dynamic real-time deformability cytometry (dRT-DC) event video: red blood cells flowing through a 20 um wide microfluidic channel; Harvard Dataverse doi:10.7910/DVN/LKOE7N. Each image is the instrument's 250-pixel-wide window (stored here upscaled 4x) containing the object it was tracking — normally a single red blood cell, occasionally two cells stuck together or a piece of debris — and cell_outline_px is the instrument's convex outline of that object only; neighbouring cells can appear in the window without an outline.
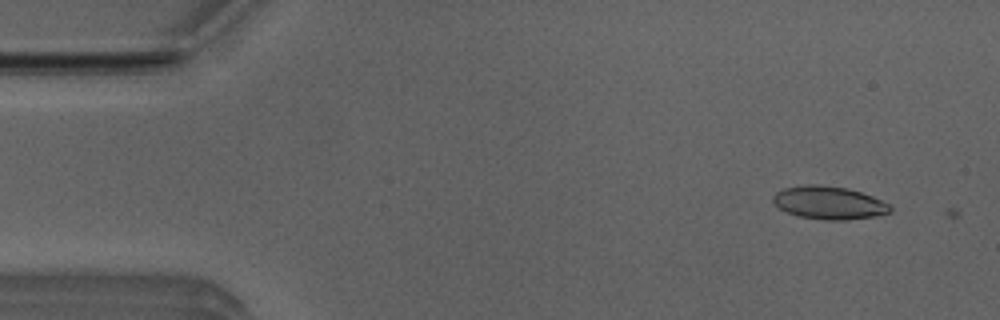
{"species": "Egyptian fruit bat (a non-hibernating species)", "species_latin": "Rousettus aegyptiacus", "temperature_condition": "room temperature", "stored_images_in_passage": 2, "camera_frame_rate_fps": 3000, "um_per_image_px": 0.085, "animal": {"sex": "male"}, "frame": {"image": 1, "passage_image": 1, "time_ms": 0.0, "image_size_px": [1000, 320], "cell_outline_px": [[892, 212], [876, 216], [848, 220], [824, 220], [800, 216], [788, 212], [780, 208], [772, 200], [772, 196], [776, 192], [784, 188], [808, 184], [820, 184], [848, 188], [872, 196], [892, 204]], "centroid_in_image_um": [70.51, 17.23], "position_along_channel_um": 14.5, "area_um2": 22.66}}